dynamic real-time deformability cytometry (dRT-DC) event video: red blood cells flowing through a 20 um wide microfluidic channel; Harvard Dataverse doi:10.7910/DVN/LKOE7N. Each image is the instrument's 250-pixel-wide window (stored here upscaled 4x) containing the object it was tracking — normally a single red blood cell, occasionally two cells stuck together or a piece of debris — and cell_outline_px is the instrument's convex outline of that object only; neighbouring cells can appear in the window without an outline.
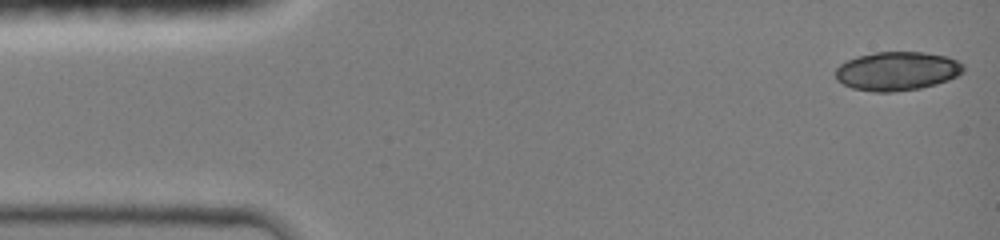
{"species": "common noctule bat (a hibernating species)", "species_latin": "Nyctalus noctula", "temperature_condition": "room temperature", "stored_images_in_passage": 45, "camera_frame_rate_fps": 3000, "um_per_image_px": 0.085, "animal": {"sex": "female", "body_mass_g": 19.0, "forearm_length_mm": 51.5}, "frame": {"image": 1, "passage_image": 1, "time_ms": 0.0, "image_size_px": [1000, 240], "cell_outline_px": [[964, 72], [948, 80], [936, 84], [920, 88], [892, 92], [872, 92], [852, 88], [836, 80], [836, 68], [840, 64], [856, 56], [876, 52], [924, 52], [944, 56], [956, 60], [964, 64]], "centroid_in_image_um": [76.24, 6.04], "position_along_channel_um": 8.8, "area_um2": 28.96}}
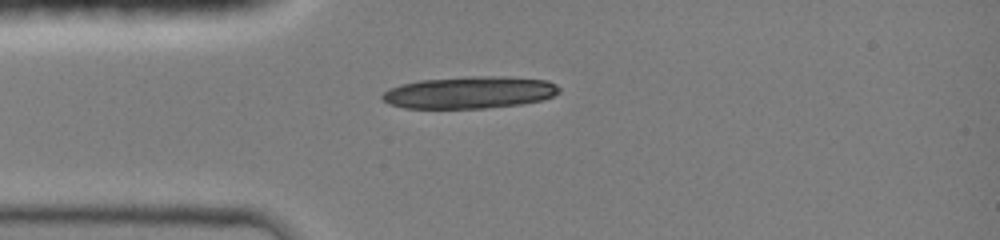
{"frame": {"image": 2, "passage_image": 11, "time_ms": 3.333, "image_size_px": [1000, 240], "cell_outline_px": [[560, 92], [552, 96], [540, 100], [520, 104], [484, 108], [404, 108], [388, 104], [380, 96], [388, 88], [400, 84], [420, 80], [468, 76], [508, 76], [548, 80], [556, 84], [560, 88]], "centroid_in_image_um": [39.9, 7.85], "position_along_channel_um": 45.1, "area_um2": 33.29}}